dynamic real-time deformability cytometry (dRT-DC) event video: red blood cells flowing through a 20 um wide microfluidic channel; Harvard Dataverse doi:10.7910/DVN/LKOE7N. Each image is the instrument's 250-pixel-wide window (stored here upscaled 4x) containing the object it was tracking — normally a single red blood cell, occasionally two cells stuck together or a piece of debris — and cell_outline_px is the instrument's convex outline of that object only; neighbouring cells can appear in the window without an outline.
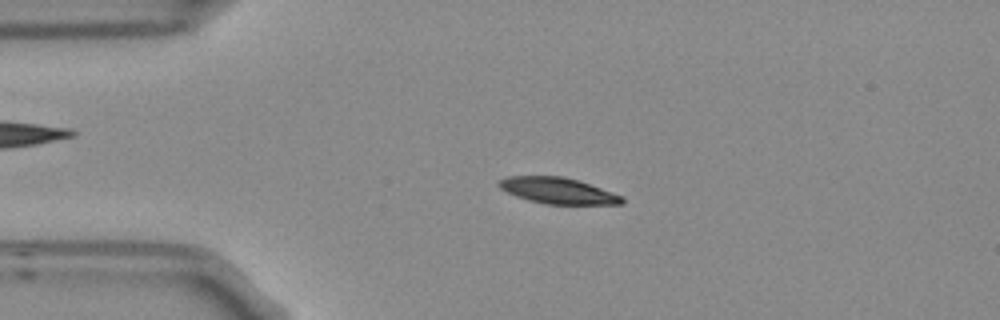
{"species": "Egyptian fruit bat (a non-hibernating species)", "species_latin": "Rousettus aegyptiacus", "temperature_condition": "room temperature", "stored_images_in_passage": 4, "camera_frame_rate_fps": 3000, "um_per_image_px": 0.085, "frame": {"image": 1, "passage_image": 3, "time_ms": 0.667, "image_size_px": [1000, 320], "cell_outline_px": [[624, 204], [548, 204], [528, 200], [516, 196], [500, 188], [496, 184], [500, 180], [508, 176], [564, 176], [580, 180], [624, 196]], "centroid_in_image_um": [47.46, 16.2], "position_along_channel_um": 37.5, "area_um2": 18.84}}